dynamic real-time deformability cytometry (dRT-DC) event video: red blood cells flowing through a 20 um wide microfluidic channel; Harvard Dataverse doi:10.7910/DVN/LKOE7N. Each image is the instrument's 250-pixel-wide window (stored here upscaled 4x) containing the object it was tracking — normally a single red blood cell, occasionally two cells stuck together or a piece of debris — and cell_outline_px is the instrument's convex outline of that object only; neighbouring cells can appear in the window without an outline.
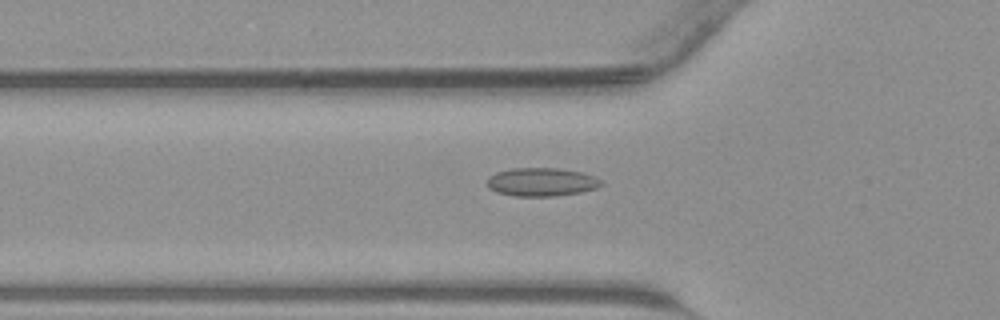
{"species": "common noctule bat (a hibernating species)", "species_latin": "Nyctalus noctula", "temperature_condition": "warm", "stored_images_in_passage": 42, "camera_frame_rate_fps": 3000, "um_per_image_px": 0.085, "animal": {"sex": "male", "body_mass_g": 23.1, "forearm_length_mm": 52.7}, "frame": {"image": 1, "passage_image": 15, "time_ms": 4.667, "image_size_px": [1000, 320], "cell_outline_px": [[604, 184], [596, 188], [580, 192], [556, 196], [512, 196], [496, 192], [488, 188], [488, 176], [496, 172], [512, 168], [556, 168], [580, 172], [596, 176]], "centroid_in_image_um": [46.01, 15.47], "position_along_channel_um": 79.8, "area_um2": 18.96}}
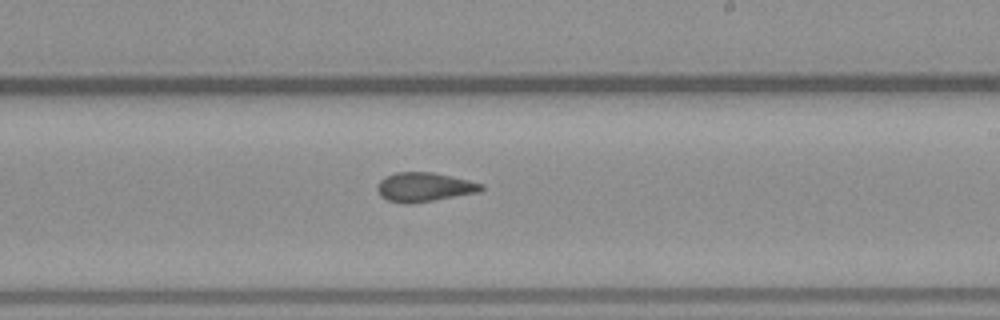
{"frame": {"image": 2, "passage_image": 26, "time_ms": 8.333, "image_size_px": [1000, 320], "cell_outline_px": [[484, 188], [480, 192], [408, 204], [404, 204], [388, 200], [380, 196], [376, 188], [380, 180], [384, 176], [396, 172], [432, 172], [468, 180], [484, 184]], "centroid_in_image_um": [36.04, 15.89], "position_along_channel_um": 253.0, "area_um2": 17.63}}
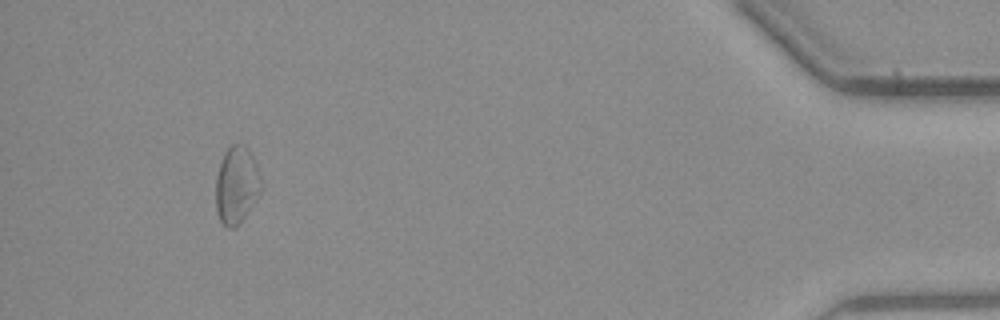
{"frame": {"image": 3, "passage_image": 41, "time_ms": 13.333, "image_size_px": [1000, 320], "cell_outline_px": [[264, 184], [260, 192], [244, 216], [232, 228], [228, 228], [220, 220], [216, 212], [216, 176], [220, 160], [224, 152], [232, 144], [244, 144], [248, 148], [256, 164]], "centroid_in_image_um": [20.1, 15.67], "position_along_channel_um": 415.1, "area_um2": 20.35}}